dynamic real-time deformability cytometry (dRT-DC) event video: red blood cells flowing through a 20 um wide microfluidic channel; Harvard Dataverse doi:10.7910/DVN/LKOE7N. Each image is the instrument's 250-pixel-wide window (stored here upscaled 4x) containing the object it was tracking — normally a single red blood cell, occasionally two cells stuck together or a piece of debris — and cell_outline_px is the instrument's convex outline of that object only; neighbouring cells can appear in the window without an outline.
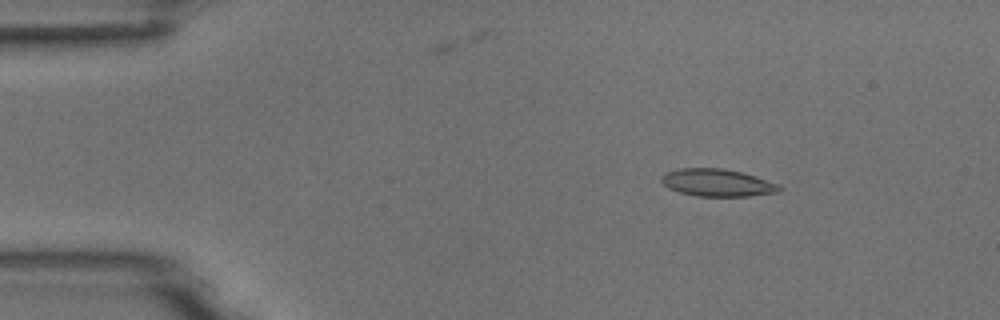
{"species": "common noctule bat (a hibernating species)", "species_latin": "Nyctalus noctula", "temperature_condition": "room temperature", "stored_images_in_passage": 4, "camera_frame_rate_fps": 3000, "um_per_image_px": 0.085, "animal": {"sex": "male", "body_mass_g": 18.8}, "frame": {"image": 1, "passage_image": 2, "time_ms": 1.333, "image_size_px": [1000, 320], "cell_outline_px": [[784, 188], [780, 192], [748, 196], [696, 196], [680, 192], [668, 188], [660, 180], [660, 176], [664, 172], [680, 168], [720, 168], [740, 172], [780, 184]], "centroid_in_image_um": [60.96, 15.53], "position_along_channel_um": 24.0, "area_um2": 18.9}}